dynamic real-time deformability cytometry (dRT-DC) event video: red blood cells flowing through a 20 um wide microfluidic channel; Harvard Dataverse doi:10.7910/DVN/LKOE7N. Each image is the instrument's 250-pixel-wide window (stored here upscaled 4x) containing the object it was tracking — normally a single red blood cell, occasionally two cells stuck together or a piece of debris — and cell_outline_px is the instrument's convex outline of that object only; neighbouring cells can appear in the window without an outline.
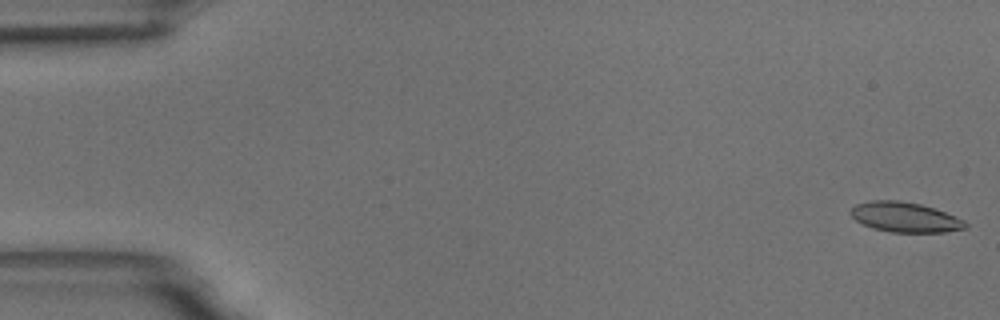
{"species": "common noctule bat (a hibernating species)", "species_latin": "Nyctalus noctula", "temperature_condition": "room temperature", "stored_images_in_passage": 56, "camera_frame_rate_fps": 3000, "um_per_image_px": 0.085, "animal": {"sex": "male", "body_mass_g": 18.8}, "frame": {"image": 1, "passage_image": 1, "time_ms": 0.0, "image_size_px": [1000, 320], "cell_outline_px": [[968, 228], [944, 232], [892, 232], [872, 228], [856, 220], [848, 212], [856, 204], [872, 200], [900, 200], [920, 204], [936, 208], [964, 220], [968, 224]], "centroid_in_image_um": [76.94, 18.45], "position_along_channel_um": 8.1, "area_um2": 20.11}}
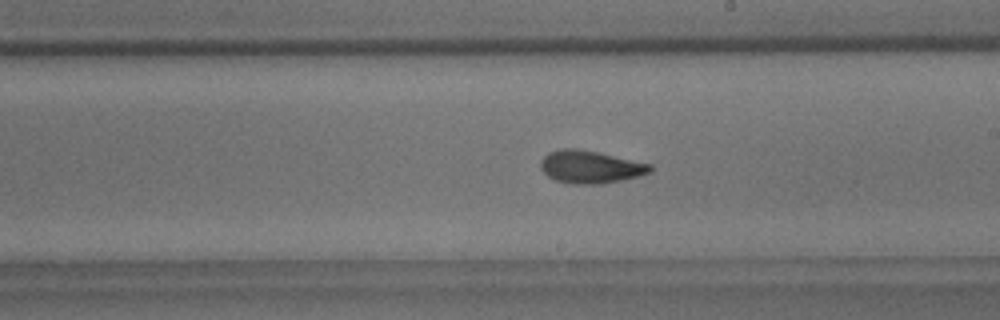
{"frame": {"image": 2, "passage_image": 32, "time_ms": 10.333, "image_size_px": [1000, 320], "cell_outline_px": [[652, 172], [640, 176], [600, 184], [572, 184], [556, 180], [548, 176], [540, 168], [540, 160], [548, 152], [560, 148], [576, 148], [596, 152], [652, 164]], "centroid_in_image_um": [50.17, 14.18], "position_along_channel_um": 238.8, "area_um2": 20.87}}
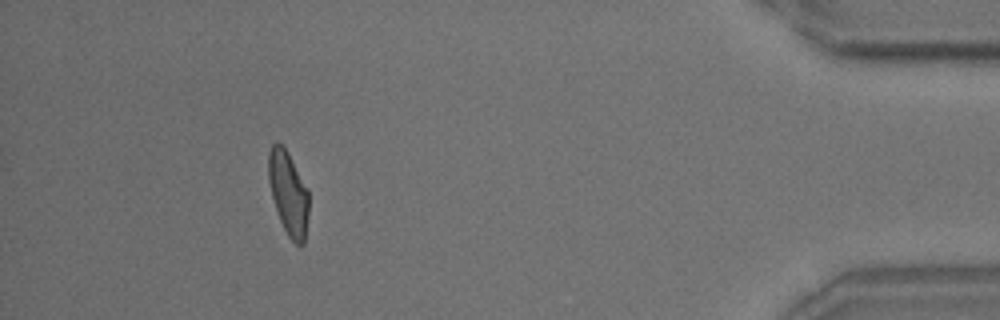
{"frame": {"image": 3, "passage_image": 51, "time_ms": 16.667, "image_size_px": [1000, 320], "cell_outline_px": [[308, 216], [304, 244], [300, 248], [288, 236], [280, 220], [272, 196], [268, 180], [268, 152], [272, 144], [276, 140], [288, 152], [308, 188]], "centroid_in_image_um": [24.51, 16.41], "position_along_channel_um": 410.7, "area_um2": 19.77}, "authors_computed_cell_mechanics": {"area_um2": 20.2589, "velocity_mm_per_s": 3.6195, "shape_relaxation_time_tau1_ms": 5.9599, "shape_relaxation_time_tau2_ms": 1.9932, "deformation_change_tau1": 0.1592, "deformation_change_tau2": 0.0861}}